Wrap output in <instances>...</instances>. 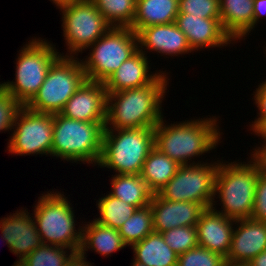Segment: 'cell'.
<instances>
[{
  "mask_svg": "<svg viewBox=\"0 0 266 266\" xmlns=\"http://www.w3.org/2000/svg\"><path fill=\"white\" fill-rule=\"evenodd\" d=\"M169 73L162 72L152 83L118 92H107L104 129L155 127L163 117Z\"/></svg>",
  "mask_w": 266,
  "mask_h": 266,
  "instance_id": "cell-1",
  "label": "cell"
},
{
  "mask_svg": "<svg viewBox=\"0 0 266 266\" xmlns=\"http://www.w3.org/2000/svg\"><path fill=\"white\" fill-rule=\"evenodd\" d=\"M217 118L199 117L168 125L163 116L154 127V146L181 166L199 164L202 161L195 162L194 157L210 153L222 139Z\"/></svg>",
  "mask_w": 266,
  "mask_h": 266,
  "instance_id": "cell-2",
  "label": "cell"
},
{
  "mask_svg": "<svg viewBox=\"0 0 266 266\" xmlns=\"http://www.w3.org/2000/svg\"><path fill=\"white\" fill-rule=\"evenodd\" d=\"M258 174L257 167L251 160L247 163L239 160L231 163L220 161L215 175L212 208L234 220L251 218ZM215 198H219L221 210L215 208Z\"/></svg>",
  "mask_w": 266,
  "mask_h": 266,
  "instance_id": "cell-3",
  "label": "cell"
},
{
  "mask_svg": "<svg viewBox=\"0 0 266 266\" xmlns=\"http://www.w3.org/2000/svg\"><path fill=\"white\" fill-rule=\"evenodd\" d=\"M106 122H85L53 114V144L51 156L96 166L102 152V137ZM94 163V164H93Z\"/></svg>",
  "mask_w": 266,
  "mask_h": 266,
  "instance_id": "cell-4",
  "label": "cell"
},
{
  "mask_svg": "<svg viewBox=\"0 0 266 266\" xmlns=\"http://www.w3.org/2000/svg\"><path fill=\"white\" fill-rule=\"evenodd\" d=\"M62 193L53 190L41 194L31 215L43 244L58 245L79 253L83 225L76 230L73 207Z\"/></svg>",
  "mask_w": 266,
  "mask_h": 266,
  "instance_id": "cell-5",
  "label": "cell"
},
{
  "mask_svg": "<svg viewBox=\"0 0 266 266\" xmlns=\"http://www.w3.org/2000/svg\"><path fill=\"white\" fill-rule=\"evenodd\" d=\"M154 147V127L104 129L100 168L115 174H141L143 164Z\"/></svg>",
  "mask_w": 266,
  "mask_h": 266,
  "instance_id": "cell-6",
  "label": "cell"
},
{
  "mask_svg": "<svg viewBox=\"0 0 266 266\" xmlns=\"http://www.w3.org/2000/svg\"><path fill=\"white\" fill-rule=\"evenodd\" d=\"M37 37L29 40L18 52L15 81L3 82V89L25 106L38 92L51 65L64 53L56 45Z\"/></svg>",
  "mask_w": 266,
  "mask_h": 266,
  "instance_id": "cell-7",
  "label": "cell"
},
{
  "mask_svg": "<svg viewBox=\"0 0 266 266\" xmlns=\"http://www.w3.org/2000/svg\"><path fill=\"white\" fill-rule=\"evenodd\" d=\"M86 80L81 59L60 56L51 65L38 92L25 106L34 112L60 113Z\"/></svg>",
  "mask_w": 266,
  "mask_h": 266,
  "instance_id": "cell-8",
  "label": "cell"
},
{
  "mask_svg": "<svg viewBox=\"0 0 266 266\" xmlns=\"http://www.w3.org/2000/svg\"><path fill=\"white\" fill-rule=\"evenodd\" d=\"M88 48L90 54L81 60L86 79L104 83L139 49L138 36L130 27H112Z\"/></svg>",
  "mask_w": 266,
  "mask_h": 266,
  "instance_id": "cell-9",
  "label": "cell"
},
{
  "mask_svg": "<svg viewBox=\"0 0 266 266\" xmlns=\"http://www.w3.org/2000/svg\"><path fill=\"white\" fill-rule=\"evenodd\" d=\"M62 30L67 46L66 55L82 53L106 34L113 26L98 11L92 0H74L60 8Z\"/></svg>",
  "mask_w": 266,
  "mask_h": 266,
  "instance_id": "cell-10",
  "label": "cell"
},
{
  "mask_svg": "<svg viewBox=\"0 0 266 266\" xmlns=\"http://www.w3.org/2000/svg\"><path fill=\"white\" fill-rule=\"evenodd\" d=\"M220 160L182 165L158 192L166 200L200 203L205 208L214 202L215 175Z\"/></svg>",
  "mask_w": 266,
  "mask_h": 266,
  "instance_id": "cell-11",
  "label": "cell"
},
{
  "mask_svg": "<svg viewBox=\"0 0 266 266\" xmlns=\"http://www.w3.org/2000/svg\"><path fill=\"white\" fill-rule=\"evenodd\" d=\"M10 134L7 151L17 156L49 155L53 144V114L39 113L23 106Z\"/></svg>",
  "mask_w": 266,
  "mask_h": 266,
  "instance_id": "cell-12",
  "label": "cell"
},
{
  "mask_svg": "<svg viewBox=\"0 0 266 266\" xmlns=\"http://www.w3.org/2000/svg\"><path fill=\"white\" fill-rule=\"evenodd\" d=\"M107 92L103 82L86 80L60 112L66 118L106 122Z\"/></svg>",
  "mask_w": 266,
  "mask_h": 266,
  "instance_id": "cell-13",
  "label": "cell"
},
{
  "mask_svg": "<svg viewBox=\"0 0 266 266\" xmlns=\"http://www.w3.org/2000/svg\"><path fill=\"white\" fill-rule=\"evenodd\" d=\"M25 208L0 220L1 238L5 240L10 252L19 259L26 258L43 243L37 231L33 216Z\"/></svg>",
  "mask_w": 266,
  "mask_h": 266,
  "instance_id": "cell-14",
  "label": "cell"
},
{
  "mask_svg": "<svg viewBox=\"0 0 266 266\" xmlns=\"http://www.w3.org/2000/svg\"><path fill=\"white\" fill-rule=\"evenodd\" d=\"M175 23L185 34L193 52L211 47H227L228 44L234 43L223 29L220 18H201L200 16H191V14L178 13Z\"/></svg>",
  "mask_w": 266,
  "mask_h": 266,
  "instance_id": "cell-15",
  "label": "cell"
},
{
  "mask_svg": "<svg viewBox=\"0 0 266 266\" xmlns=\"http://www.w3.org/2000/svg\"><path fill=\"white\" fill-rule=\"evenodd\" d=\"M150 207L153 230L159 233L176 227L196 226L201 214L206 209L200 203L166 200L158 193L153 194Z\"/></svg>",
  "mask_w": 266,
  "mask_h": 266,
  "instance_id": "cell-16",
  "label": "cell"
},
{
  "mask_svg": "<svg viewBox=\"0 0 266 266\" xmlns=\"http://www.w3.org/2000/svg\"><path fill=\"white\" fill-rule=\"evenodd\" d=\"M137 36L139 49L145 55L154 51L161 54V56L177 57L193 51L185 34L175 22L144 27L137 33Z\"/></svg>",
  "mask_w": 266,
  "mask_h": 266,
  "instance_id": "cell-17",
  "label": "cell"
},
{
  "mask_svg": "<svg viewBox=\"0 0 266 266\" xmlns=\"http://www.w3.org/2000/svg\"><path fill=\"white\" fill-rule=\"evenodd\" d=\"M235 222L212 207L206 208L196 224L198 245L226 258L231 248Z\"/></svg>",
  "mask_w": 266,
  "mask_h": 266,
  "instance_id": "cell-18",
  "label": "cell"
},
{
  "mask_svg": "<svg viewBox=\"0 0 266 266\" xmlns=\"http://www.w3.org/2000/svg\"><path fill=\"white\" fill-rule=\"evenodd\" d=\"M234 226L227 261L250 262L266 250V222L248 218L236 220Z\"/></svg>",
  "mask_w": 266,
  "mask_h": 266,
  "instance_id": "cell-19",
  "label": "cell"
},
{
  "mask_svg": "<svg viewBox=\"0 0 266 266\" xmlns=\"http://www.w3.org/2000/svg\"><path fill=\"white\" fill-rule=\"evenodd\" d=\"M149 56L138 49L130 58L124 61L120 67L104 82L106 92H118L132 89L152 83L162 72H151L148 65ZM150 72V73H149Z\"/></svg>",
  "mask_w": 266,
  "mask_h": 266,
  "instance_id": "cell-20",
  "label": "cell"
},
{
  "mask_svg": "<svg viewBox=\"0 0 266 266\" xmlns=\"http://www.w3.org/2000/svg\"><path fill=\"white\" fill-rule=\"evenodd\" d=\"M220 19L225 32L236 43L245 40L253 30V2L249 0H219ZM244 38V39H243Z\"/></svg>",
  "mask_w": 266,
  "mask_h": 266,
  "instance_id": "cell-21",
  "label": "cell"
},
{
  "mask_svg": "<svg viewBox=\"0 0 266 266\" xmlns=\"http://www.w3.org/2000/svg\"><path fill=\"white\" fill-rule=\"evenodd\" d=\"M85 223L87 224H83L82 245L79 251L83 257L88 250H94L101 256L108 257L111 253L127 247L119 230L101 225L94 219Z\"/></svg>",
  "mask_w": 266,
  "mask_h": 266,
  "instance_id": "cell-22",
  "label": "cell"
},
{
  "mask_svg": "<svg viewBox=\"0 0 266 266\" xmlns=\"http://www.w3.org/2000/svg\"><path fill=\"white\" fill-rule=\"evenodd\" d=\"M179 0H137L132 30L138 33L142 28L169 24L176 21Z\"/></svg>",
  "mask_w": 266,
  "mask_h": 266,
  "instance_id": "cell-23",
  "label": "cell"
},
{
  "mask_svg": "<svg viewBox=\"0 0 266 266\" xmlns=\"http://www.w3.org/2000/svg\"><path fill=\"white\" fill-rule=\"evenodd\" d=\"M134 258L146 266H177L178 255L168 246L161 233L151 232L131 246Z\"/></svg>",
  "mask_w": 266,
  "mask_h": 266,
  "instance_id": "cell-24",
  "label": "cell"
},
{
  "mask_svg": "<svg viewBox=\"0 0 266 266\" xmlns=\"http://www.w3.org/2000/svg\"><path fill=\"white\" fill-rule=\"evenodd\" d=\"M111 176L110 195L135 206L137 209L150 205L153 193L141 178V174H115Z\"/></svg>",
  "mask_w": 266,
  "mask_h": 266,
  "instance_id": "cell-25",
  "label": "cell"
},
{
  "mask_svg": "<svg viewBox=\"0 0 266 266\" xmlns=\"http://www.w3.org/2000/svg\"><path fill=\"white\" fill-rule=\"evenodd\" d=\"M180 166L154 146L144 161L141 178L146 182L149 190L156 194L176 174Z\"/></svg>",
  "mask_w": 266,
  "mask_h": 266,
  "instance_id": "cell-26",
  "label": "cell"
},
{
  "mask_svg": "<svg viewBox=\"0 0 266 266\" xmlns=\"http://www.w3.org/2000/svg\"><path fill=\"white\" fill-rule=\"evenodd\" d=\"M99 217L94 218L99 224L119 229L137 209L122 200L108 194L96 201Z\"/></svg>",
  "mask_w": 266,
  "mask_h": 266,
  "instance_id": "cell-27",
  "label": "cell"
},
{
  "mask_svg": "<svg viewBox=\"0 0 266 266\" xmlns=\"http://www.w3.org/2000/svg\"><path fill=\"white\" fill-rule=\"evenodd\" d=\"M127 246L143 240L153 232L152 209L150 205L136 209L129 219L118 229Z\"/></svg>",
  "mask_w": 266,
  "mask_h": 266,
  "instance_id": "cell-28",
  "label": "cell"
},
{
  "mask_svg": "<svg viewBox=\"0 0 266 266\" xmlns=\"http://www.w3.org/2000/svg\"><path fill=\"white\" fill-rule=\"evenodd\" d=\"M98 11L113 27L133 24L137 0H92Z\"/></svg>",
  "mask_w": 266,
  "mask_h": 266,
  "instance_id": "cell-29",
  "label": "cell"
},
{
  "mask_svg": "<svg viewBox=\"0 0 266 266\" xmlns=\"http://www.w3.org/2000/svg\"><path fill=\"white\" fill-rule=\"evenodd\" d=\"M74 254L75 252L69 248L42 244L24 258V260L28 266H64Z\"/></svg>",
  "mask_w": 266,
  "mask_h": 266,
  "instance_id": "cell-30",
  "label": "cell"
},
{
  "mask_svg": "<svg viewBox=\"0 0 266 266\" xmlns=\"http://www.w3.org/2000/svg\"><path fill=\"white\" fill-rule=\"evenodd\" d=\"M165 243L177 254L198 246L196 226H182L172 228L161 233Z\"/></svg>",
  "mask_w": 266,
  "mask_h": 266,
  "instance_id": "cell-31",
  "label": "cell"
},
{
  "mask_svg": "<svg viewBox=\"0 0 266 266\" xmlns=\"http://www.w3.org/2000/svg\"><path fill=\"white\" fill-rule=\"evenodd\" d=\"M225 261L220 254L198 245L178 255L177 266H224Z\"/></svg>",
  "mask_w": 266,
  "mask_h": 266,
  "instance_id": "cell-32",
  "label": "cell"
},
{
  "mask_svg": "<svg viewBox=\"0 0 266 266\" xmlns=\"http://www.w3.org/2000/svg\"><path fill=\"white\" fill-rule=\"evenodd\" d=\"M178 12L201 18H220L219 0H179Z\"/></svg>",
  "mask_w": 266,
  "mask_h": 266,
  "instance_id": "cell-33",
  "label": "cell"
},
{
  "mask_svg": "<svg viewBox=\"0 0 266 266\" xmlns=\"http://www.w3.org/2000/svg\"><path fill=\"white\" fill-rule=\"evenodd\" d=\"M23 105L6 90L0 91V132L12 131L16 116Z\"/></svg>",
  "mask_w": 266,
  "mask_h": 266,
  "instance_id": "cell-34",
  "label": "cell"
},
{
  "mask_svg": "<svg viewBox=\"0 0 266 266\" xmlns=\"http://www.w3.org/2000/svg\"><path fill=\"white\" fill-rule=\"evenodd\" d=\"M251 219L266 222V176L258 174Z\"/></svg>",
  "mask_w": 266,
  "mask_h": 266,
  "instance_id": "cell-35",
  "label": "cell"
},
{
  "mask_svg": "<svg viewBox=\"0 0 266 266\" xmlns=\"http://www.w3.org/2000/svg\"><path fill=\"white\" fill-rule=\"evenodd\" d=\"M252 99H254V103L257 105L259 112L257 113V117L252 124L249 126L251 131L253 132L264 120H266V83L263 81L258 85Z\"/></svg>",
  "mask_w": 266,
  "mask_h": 266,
  "instance_id": "cell-36",
  "label": "cell"
},
{
  "mask_svg": "<svg viewBox=\"0 0 266 266\" xmlns=\"http://www.w3.org/2000/svg\"><path fill=\"white\" fill-rule=\"evenodd\" d=\"M254 148L250 154L251 161L257 167L258 173L266 176V143Z\"/></svg>",
  "mask_w": 266,
  "mask_h": 266,
  "instance_id": "cell-37",
  "label": "cell"
},
{
  "mask_svg": "<svg viewBox=\"0 0 266 266\" xmlns=\"http://www.w3.org/2000/svg\"><path fill=\"white\" fill-rule=\"evenodd\" d=\"M264 15H266V0H255L253 2V30Z\"/></svg>",
  "mask_w": 266,
  "mask_h": 266,
  "instance_id": "cell-38",
  "label": "cell"
},
{
  "mask_svg": "<svg viewBox=\"0 0 266 266\" xmlns=\"http://www.w3.org/2000/svg\"><path fill=\"white\" fill-rule=\"evenodd\" d=\"M87 255L83 257L80 253H75L64 266H93L91 262L86 261Z\"/></svg>",
  "mask_w": 266,
  "mask_h": 266,
  "instance_id": "cell-39",
  "label": "cell"
},
{
  "mask_svg": "<svg viewBox=\"0 0 266 266\" xmlns=\"http://www.w3.org/2000/svg\"><path fill=\"white\" fill-rule=\"evenodd\" d=\"M249 263L251 266H266V250L254 257Z\"/></svg>",
  "mask_w": 266,
  "mask_h": 266,
  "instance_id": "cell-40",
  "label": "cell"
},
{
  "mask_svg": "<svg viewBox=\"0 0 266 266\" xmlns=\"http://www.w3.org/2000/svg\"><path fill=\"white\" fill-rule=\"evenodd\" d=\"M254 135H257L261 137V141L263 140V143H266V120H264L254 131Z\"/></svg>",
  "mask_w": 266,
  "mask_h": 266,
  "instance_id": "cell-41",
  "label": "cell"
},
{
  "mask_svg": "<svg viewBox=\"0 0 266 266\" xmlns=\"http://www.w3.org/2000/svg\"><path fill=\"white\" fill-rule=\"evenodd\" d=\"M58 9L68 5L69 3L73 2L74 0H50Z\"/></svg>",
  "mask_w": 266,
  "mask_h": 266,
  "instance_id": "cell-42",
  "label": "cell"
},
{
  "mask_svg": "<svg viewBox=\"0 0 266 266\" xmlns=\"http://www.w3.org/2000/svg\"><path fill=\"white\" fill-rule=\"evenodd\" d=\"M224 266H251L249 262H232V261H225Z\"/></svg>",
  "mask_w": 266,
  "mask_h": 266,
  "instance_id": "cell-43",
  "label": "cell"
},
{
  "mask_svg": "<svg viewBox=\"0 0 266 266\" xmlns=\"http://www.w3.org/2000/svg\"><path fill=\"white\" fill-rule=\"evenodd\" d=\"M12 266H28L24 259H18Z\"/></svg>",
  "mask_w": 266,
  "mask_h": 266,
  "instance_id": "cell-44",
  "label": "cell"
},
{
  "mask_svg": "<svg viewBox=\"0 0 266 266\" xmlns=\"http://www.w3.org/2000/svg\"><path fill=\"white\" fill-rule=\"evenodd\" d=\"M131 266H146V265L140 264L137 261L133 260Z\"/></svg>",
  "mask_w": 266,
  "mask_h": 266,
  "instance_id": "cell-45",
  "label": "cell"
},
{
  "mask_svg": "<svg viewBox=\"0 0 266 266\" xmlns=\"http://www.w3.org/2000/svg\"><path fill=\"white\" fill-rule=\"evenodd\" d=\"M1 84H0V91L1 90H3V83L2 82H0Z\"/></svg>",
  "mask_w": 266,
  "mask_h": 266,
  "instance_id": "cell-46",
  "label": "cell"
}]
</instances>
